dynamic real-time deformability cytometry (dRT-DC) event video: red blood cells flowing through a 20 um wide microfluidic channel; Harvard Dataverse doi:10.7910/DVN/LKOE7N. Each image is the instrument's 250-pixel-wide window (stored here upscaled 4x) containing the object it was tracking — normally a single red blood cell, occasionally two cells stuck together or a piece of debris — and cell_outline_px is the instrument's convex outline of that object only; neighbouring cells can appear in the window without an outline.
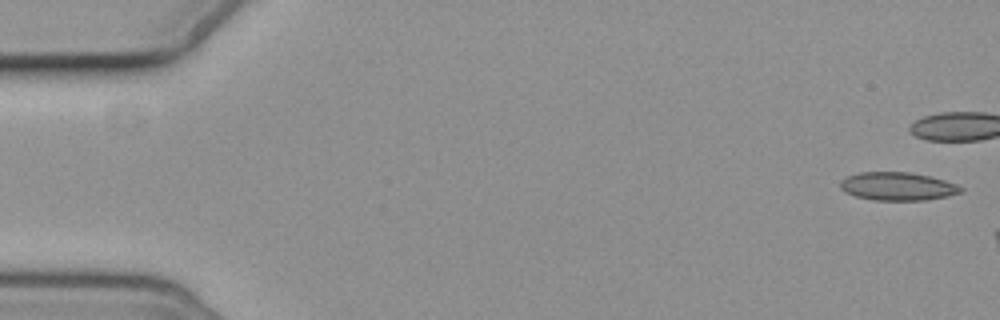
{"species": "common noctule bat (a hibernating species)", "species_latin": "Nyctalus noctula", "temperature_condition": "cold", "stored_images_in_passage": 3, "camera_frame_rate_fps": 3000, "um_per_image_px": 0.085, "animal": {"sex": "female", "body_mass_g": 19.3, "forearm_length_mm": 54.1}, "frame": {"image": 1, "passage_image": 1, "time_ms": 0.0, "image_size_px": [1000, 320], "cell_outline_px": [[964, 192], [948, 196], [924, 200], [872, 200], [856, 196], [844, 192], [840, 188], [840, 180], [844, 176], [860, 172], [912, 172], [932, 176], [956, 184], [964, 188]], "centroid_in_image_um": [76.29, 15.83], "position_along_channel_um": 8.7, "area_um2": 20.11}}